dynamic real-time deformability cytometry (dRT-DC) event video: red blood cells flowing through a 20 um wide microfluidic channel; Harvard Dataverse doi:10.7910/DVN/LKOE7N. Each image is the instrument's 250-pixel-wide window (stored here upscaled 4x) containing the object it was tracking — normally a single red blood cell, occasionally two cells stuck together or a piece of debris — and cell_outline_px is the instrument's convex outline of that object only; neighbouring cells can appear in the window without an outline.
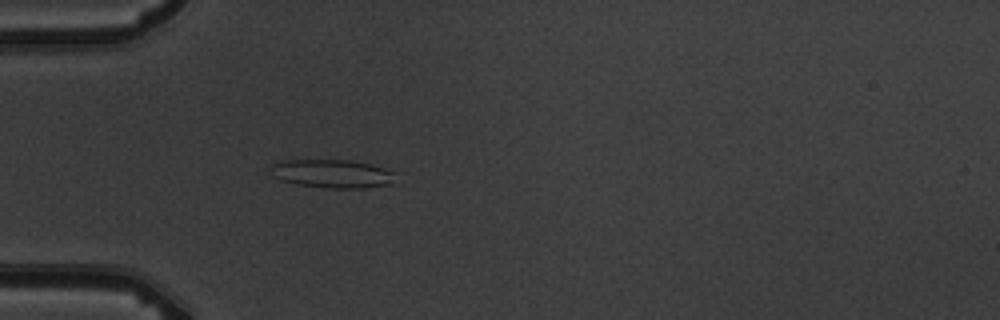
{"species": "common noctule bat (a hibernating species)", "species_latin": "Nyctalus noctula", "temperature_condition": "warm", "stored_images_in_passage": 2, "camera_frame_rate_fps": 3000, "um_per_image_px": 0.085, "animal": {"sex": "male", "body_mass_g": 19.5, "forearm_length_mm": 54.6}, "frame": {"image": 1, "passage_image": 2, "time_ms": 1.0, "image_size_px": [1000, 320], "cell_outline_px": [[396, 172], [392, 184], [364, 188], [332, 188], [296, 184], [280, 180], [272, 176], [268, 168], [272, 164], [284, 160], [348, 160], [368, 164], [384, 168]], "centroid_in_image_um": [28.21, 14.76], "position_along_channel_um": 56.8, "area_um2": 20.75}}